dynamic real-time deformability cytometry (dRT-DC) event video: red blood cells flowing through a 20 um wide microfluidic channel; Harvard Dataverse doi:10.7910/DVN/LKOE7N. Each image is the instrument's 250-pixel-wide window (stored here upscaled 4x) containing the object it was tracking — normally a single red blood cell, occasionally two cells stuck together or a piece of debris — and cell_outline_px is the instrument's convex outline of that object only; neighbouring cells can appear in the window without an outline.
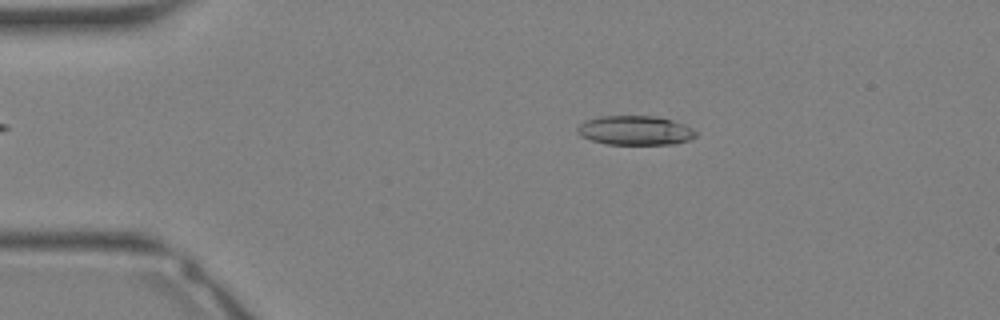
{"species": "Egyptian fruit bat (a non-hibernating species)", "species_latin": "Rousettus aegyptiacus", "temperature_condition": "warm", "stored_images_in_passage": 33, "camera_frame_rate_fps": 3000, "um_per_image_px": 0.085, "animal": {"sex": "female"}, "frame": {"image": 1, "passage_image": 6, "time_ms": 1.667, "image_size_px": [1000, 320], "cell_outline_px": [[696, 136], [688, 140], [676, 144], [608, 144], [592, 140], [580, 136], [576, 132], [576, 128], [584, 120], [600, 116], [656, 116], [672, 120], [684, 124], [692, 128], [696, 132]], "centroid_in_image_um": [53.97, 11.08], "position_along_channel_um": 31.0, "area_um2": 20.29}}
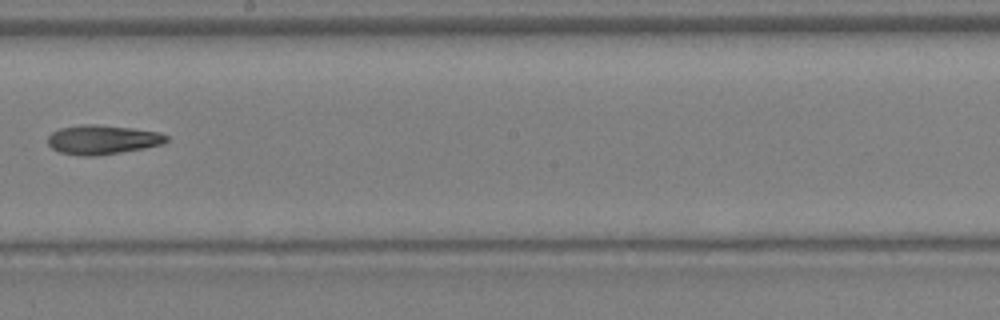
{"frame": {"image": 2, "passage_image": 19, "time_ms": 6.0, "image_size_px": [1000, 320], "cell_outline_px": [[168, 140], [164, 144], [144, 148], [96, 156], [80, 156], [60, 152], [52, 148], [48, 144], [48, 136], [52, 132], [60, 128], [80, 124], [96, 124], [132, 128], [160, 132], [168, 136]], "centroid_in_image_um": [8.71, 11.87], "position_along_channel_um": 239.5, "area_um2": 20.35}}
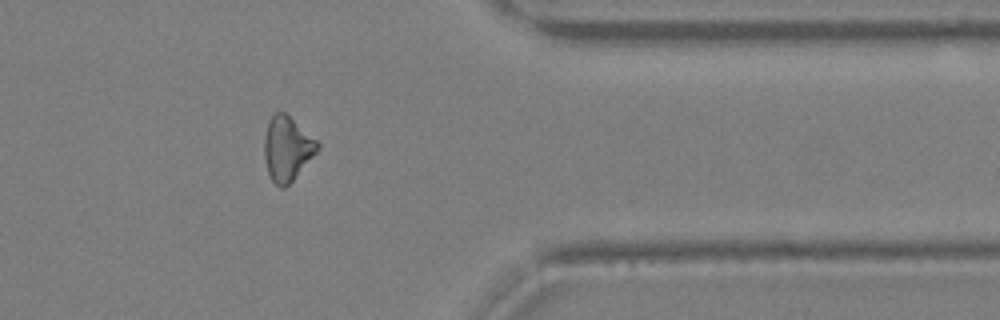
{"frame": {"image": 3, "passage_image": 27, "time_ms": 8.667, "image_size_px": [1000, 320], "cell_outline_px": [[320, 148], [292, 180], [284, 188], [280, 188], [272, 180], [268, 172], [264, 156], [264, 136], [268, 120], [276, 112], [284, 112], [316, 140], [320, 144]], "centroid_in_image_um": [24.38, 12.63], "position_along_channel_um": 387.0, "area_um2": 19.59}}